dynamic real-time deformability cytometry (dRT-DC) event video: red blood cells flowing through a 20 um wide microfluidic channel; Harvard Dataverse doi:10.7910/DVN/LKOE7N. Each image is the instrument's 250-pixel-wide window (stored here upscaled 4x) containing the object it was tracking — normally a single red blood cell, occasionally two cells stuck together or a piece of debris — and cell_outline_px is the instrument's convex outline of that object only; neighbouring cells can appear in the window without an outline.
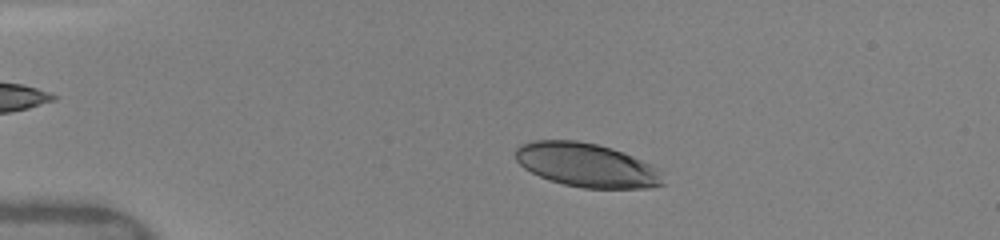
{"species": "human", "species_latin": "Homo sapiens", "temperature_condition": "warm", "stored_images_in_passage": 35, "camera_frame_rate_fps": 3000, "um_per_image_px": 0.085, "donor": {"sex": "female"}, "frame": {"image": 1, "passage_image": 9, "time_ms": 2.333, "image_size_px": [1000, 240], "cell_outline_px": [[664, 184], [648, 188], [584, 188], [564, 184], [548, 180], [524, 168], [516, 160], [516, 148], [520, 144], [532, 140], [576, 140], [596, 144], [612, 148], [632, 156], [656, 168]], "centroid_in_image_um": [49.8, 14.02], "position_along_channel_um": 35.2, "area_um2": 37.34}}
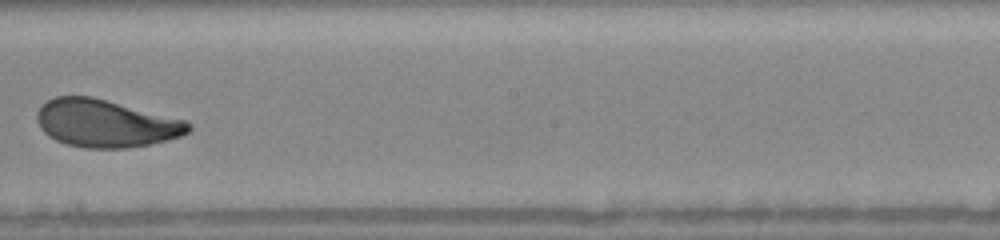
{"frame": {"image": 2, "passage_image": 19, "time_ms": 8.667, "image_size_px": [1000, 240], "cell_outline_px": [[192, 128], [188, 132], [180, 136], [148, 144], [128, 148], [84, 148], [68, 144], [56, 140], [48, 136], [40, 128], [36, 120], [36, 112], [48, 100], [56, 96], [92, 96], [188, 120], [192, 124]], "centroid_in_image_um": [8.99, 10.48], "position_along_channel_um": 239.2, "area_um2": 42.14}}
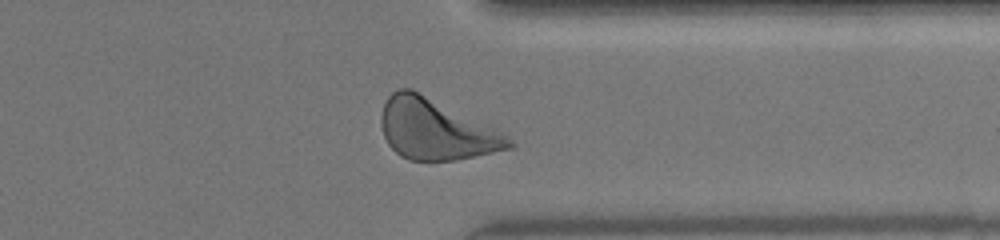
{"frame": {"image": 3, "passage_image": 29, "time_ms": 12.0, "image_size_px": [1000, 240], "cell_outline_px": [[516, 144], [512, 148], [456, 160], [408, 160], [400, 156], [388, 144], [384, 136], [380, 124], [380, 116], [384, 104], [388, 96], [392, 92], [400, 88], [412, 88], [508, 136]], "centroid_in_image_um": [36.99, 11.01], "position_along_channel_um": 374.4, "area_um2": 44.56}, "authors_computed_cell_mechanics": {"area_um2": 41.7894, "velocity_mm_per_s": 4.0789, "shape_relaxation_time_tau1_ms": 3.1354, "shape_relaxation_time_tau2_ms": 0.7682, "deformation_change_tau1": 0.1377, "deformation_change_tau2": 0.0616}}